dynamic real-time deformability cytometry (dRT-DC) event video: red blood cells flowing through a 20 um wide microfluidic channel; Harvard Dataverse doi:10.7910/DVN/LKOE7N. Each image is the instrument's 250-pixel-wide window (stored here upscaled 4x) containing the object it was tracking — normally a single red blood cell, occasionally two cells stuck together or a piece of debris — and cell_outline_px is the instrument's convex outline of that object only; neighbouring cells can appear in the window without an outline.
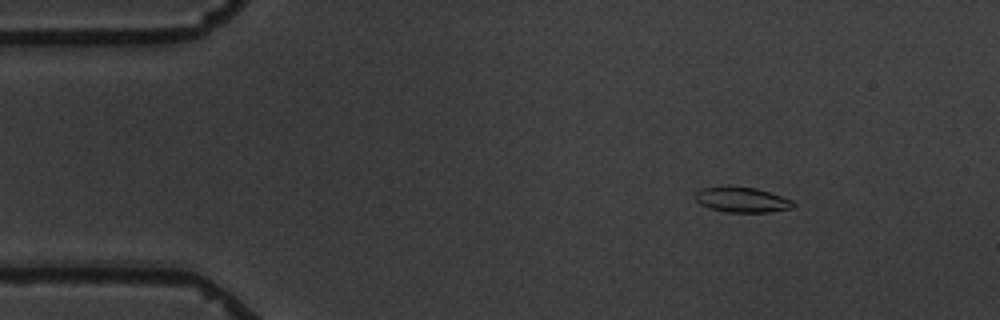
{"species": "common noctule bat (a hibernating species)", "species_latin": "Nyctalus noctula", "temperature_condition": "warm", "stored_images_in_passage": 10, "camera_frame_rate_fps": 3000, "um_per_image_px": 0.085, "animal": {"sex": "male", "body_mass_g": 19.5, "forearm_length_mm": 54.6}, "frame": {"image": 1, "passage_image": 2, "time_ms": 1.333, "image_size_px": [1000, 320], "cell_outline_px": [[796, 204], [792, 208], [768, 212], [728, 212], [712, 208], [700, 204], [696, 200], [696, 192], [700, 188], [756, 188], [792, 200]], "centroid_in_image_um": [63.1, 17.0], "position_along_channel_um": 21.9, "area_um2": 13.76}}
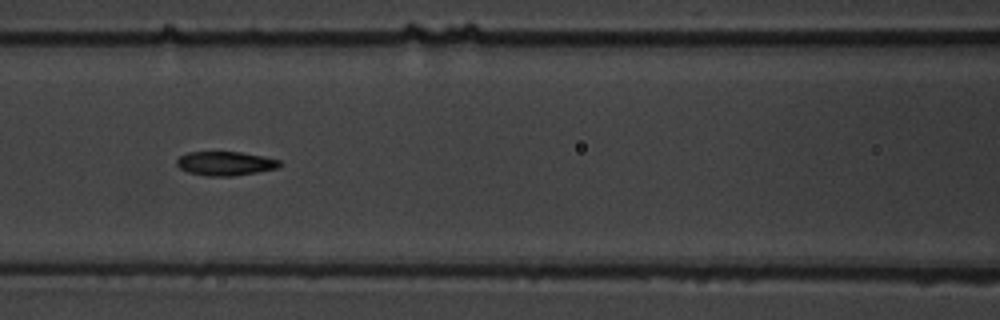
{"frame": {"image": 2, "passage_image": 7, "time_ms": 7.0, "image_size_px": [1000, 320], "cell_outline_px": [[280, 164], [276, 168], [256, 172], [232, 176], [204, 176], [188, 172], [180, 168], [176, 164], [176, 160], [180, 156], [188, 152], [240, 152], [264, 156], [280, 160]], "centroid_in_image_um": [19.12, 13.89], "position_along_channel_um": 147.5, "area_um2": 14.33}}
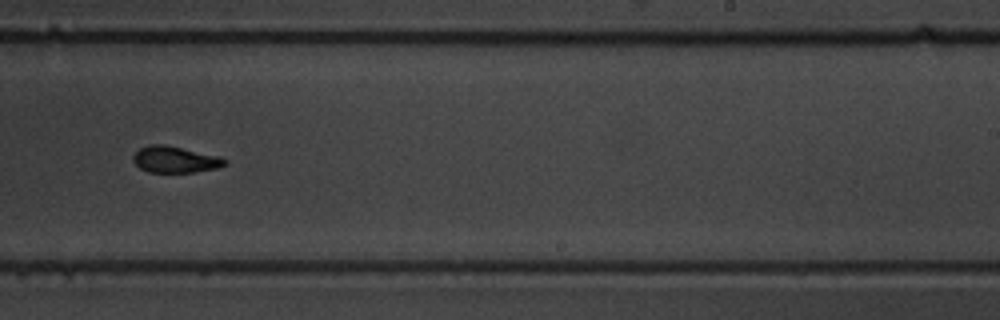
{"frame": {"image": 3, "passage_image": 10, "time_ms": 10.667, "image_size_px": [1000, 320], "cell_outline_px": [[228, 164], [216, 168], [192, 172], [148, 172], [140, 168], [132, 160], [132, 156], [140, 148], [148, 144], [164, 144], [220, 156], [228, 160]], "centroid_in_image_um": [14.88, 13.55], "position_along_channel_um": 274.1, "area_um2": 14.16}}